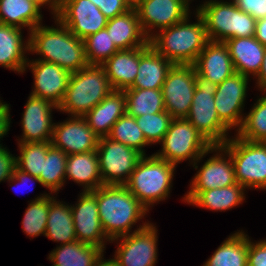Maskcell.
<instances>
[{
	"label": "cell",
	"mask_w": 266,
	"mask_h": 266,
	"mask_svg": "<svg viewBox=\"0 0 266 266\" xmlns=\"http://www.w3.org/2000/svg\"><path fill=\"white\" fill-rule=\"evenodd\" d=\"M196 23L189 16L173 26L161 29L150 39V45L173 64L193 65L210 41L203 18L196 12Z\"/></svg>",
	"instance_id": "obj_3"
},
{
	"label": "cell",
	"mask_w": 266,
	"mask_h": 266,
	"mask_svg": "<svg viewBox=\"0 0 266 266\" xmlns=\"http://www.w3.org/2000/svg\"><path fill=\"white\" fill-rule=\"evenodd\" d=\"M250 77L233 73L229 78L217 85L214 95L215 108L219 119L231 130L241 127L244 115V103ZM243 115V116H242Z\"/></svg>",
	"instance_id": "obj_15"
},
{
	"label": "cell",
	"mask_w": 266,
	"mask_h": 266,
	"mask_svg": "<svg viewBox=\"0 0 266 266\" xmlns=\"http://www.w3.org/2000/svg\"><path fill=\"white\" fill-rule=\"evenodd\" d=\"M203 18L210 41L225 42L231 38L255 35L256 19L232 1L209 0L196 9Z\"/></svg>",
	"instance_id": "obj_6"
},
{
	"label": "cell",
	"mask_w": 266,
	"mask_h": 266,
	"mask_svg": "<svg viewBox=\"0 0 266 266\" xmlns=\"http://www.w3.org/2000/svg\"><path fill=\"white\" fill-rule=\"evenodd\" d=\"M105 28L119 50L134 49L149 43L134 8L109 19Z\"/></svg>",
	"instance_id": "obj_26"
},
{
	"label": "cell",
	"mask_w": 266,
	"mask_h": 266,
	"mask_svg": "<svg viewBox=\"0 0 266 266\" xmlns=\"http://www.w3.org/2000/svg\"><path fill=\"white\" fill-rule=\"evenodd\" d=\"M195 93L186 119L212 145H223L230 129L219 119L214 95L217 84L199 75L195 70Z\"/></svg>",
	"instance_id": "obj_8"
},
{
	"label": "cell",
	"mask_w": 266,
	"mask_h": 266,
	"mask_svg": "<svg viewBox=\"0 0 266 266\" xmlns=\"http://www.w3.org/2000/svg\"><path fill=\"white\" fill-rule=\"evenodd\" d=\"M91 192L96 196L100 222L110 240L130 234L132 226L149 212L125 185H102Z\"/></svg>",
	"instance_id": "obj_2"
},
{
	"label": "cell",
	"mask_w": 266,
	"mask_h": 266,
	"mask_svg": "<svg viewBox=\"0 0 266 266\" xmlns=\"http://www.w3.org/2000/svg\"><path fill=\"white\" fill-rule=\"evenodd\" d=\"M98 140L84 117L71 116L62 123H54L50 142L53 147L71 155L96 150Z\"/></svg>",
	"instance_id": "obj_17"
},
{
	"label": "cell",
	"mask_w": 266,
	"mask_h": 266,
	"mask_svg": "<svg viewBox=\"0 0 266 266\" xmlns=\"http://www.w3.org/2000/svg\"><path fill=\"white\" fill-rule=\"evenodd\" d=\"M16 168V157L6 147L0 145V182L6 181L13 176Z\"/></svg>",
	"instance_id": "obj_45"
},
{
	"label": "cell",
	"mask_w": 266,
	"mask_h": 266,
	"mask_svg": "<svg viewBox=\"0 0 266 266\" xmlns=\"http://www.w3.org/2000/svg\"><path fill=\"white\" fill-rule=\"evenodd\" d=\"M28 180L29 182L32 180V181H36L41 184V181L38 179V177L32 176L31 174L21 171L18 168L14 169L13 176L8 181L12 184L13 182H16V184L18 183L19 185L20 184L23 185L26 183L28 184Z\"/></svg>",
	"instance_id": "obj_46"
},
{
	"label": "cell",
	"mask_w": 266,
	"mask_h": 266,
	"mask_svg": "<svg viewBox=\"0 0 266 266\" xmlns=\"http://www.w3.org/2000/svg\"><path fill=\"white\" fill-rule=\"evenodd\" d=\"M9 109L10 107L8 106L6 109L0 110V139L3 138V136L7 135V132L10 129L9 127L11 123V118Z\"/></svg>",
	"instance_id": "obj_47"
},
{
	"label": "cell",
	"mask_w": 266,
	"mask_h": 266,
	"mask_svg": "<svg viewBox=\"0 0 266 266\" xmlns=\"http://www.w3.org/2000/svg\"><path fill=\"white\" fill-rule=\"evenodd\" d=\"M126 96V113L133 117L165 111L161 89L128 88L123 90Z\"/></svg>",
	"instance_id": "obj_34"
},
{
	"label": "cell",
	"mask_w": 266,
	"mask_h": 266,
	"mask_svg": "<svg viewBox=\"0 0 266 266\" xmlns=\"http://www.w3.org/2000/svg\"><path fill=\"white\" fill-rule=\"evenodd\" d=\"M254 37L263 45L266 46V18L256 21Z\"/></svg>",
	"instance_id": "obj_48"
},
{
	"label": "cell",
	"mask_w": 266,
	"mask_h": 266,
	"mask_svg": "<svg viewBox=\"0 0 266 266\" xmlns=\"http://www.w3.org/2000/svg\"><path fill=\"white\" fill-rule=\"evenodd\" d=\"M189 5L185 0H136L133 8L142 30L150 39L155 28L161 30L173 26L189 16Z\"/></svg>",
	"instance_id": "obj_13"
},
{
	"label": "cell",
	"mask_w": 266,
	"mask_h": 266,
	"mask_svg": "<svg viewBox=\"0 0 266 266\" xmlns=\"http://www.w3.org/2000/svg\"><path fill=\"white\" fill-rule=\"evenodd\" d=\"M25 67H29L34 75V88L30 95L49 100L58 107L65 96L71 73L43 60H29Z\"/></svg>",
	"instance_id": "obj_18"
},
{
	"label": "cell",
	"mask_w": 266,
	"mask_h": 266,
	"mask_svg": "<svg viewBox=\"0 0 266 266\" xmlns=\"http://www.w3.org/2000/svg\"><path fill=\"white\" fill-rule=\"evenodd\" d=\"M40 10L29 0H0V23L31 31L42 24Z\"/></svg>",
	"instance_id": "obj_32"
},
{
	"label": "cell",
	"mask_w": 266,
	"mask_h": 266,
	"mask_svg": "<svg viewBox=\"0 0 266 266\" xmlns=\"http://www.w3.org/2000/svg\"><path fill=\"white\" fill-rule=\"evenodd\" d=\"M229 138L221 145L231 156L236 182L245 188L266 189V143Z\"/></svg>",
	"instance_id": "obj_9"
},
{
	"label": "cell",
	"mask_w": 266,
	"mask_h": 266,
	"mask_svg": "<svg viewBox=\"0 0 266 266\" xmlns=\"http://www.w3.org/2000/svg\"><path fill=\"white\" fill-rule=\"evenodd\" d=\"M256 81H257V87L258 88H266V46H265V51H264V59H263V63L261 66V69L258 73V75L256 76Z\"/></svg>",
	"instance_id": "obj_50"
},
{
	"label": "cell",
	"mask_w": 266,
	"mask_h": 266,
	"mask_svg": "<svg viewBox=\"0 0 266 266\" xmlns=\"http://www.w3.org/2000/svg\"><path fill=\"white\" fill-rule=\"evenodd\" d=\"M135 119L149 145L161 143L173 120L172 116L167 111L146 114L135 117Z\"/></svg>",
	"instance_id": "obj_41"
},
{
	"label": "cell",
	"mask_w": 266,
	"mask_h": 266,
	"mask_svg": "<svg viewBox=\"0 0 266 266\" xmlns=\"http://www.w3.org/2000/svg\"><path fill=\"white\" fill-rule=\"evenodd\" d=\"M161 144L162 150L154 153L157 157L175 165L189 159L195 169L202 158L213 152V146L186 118L171 121Z\"/></svg>",
	"instance_id": "obj_7"
},
{
	"label": "cell",
	"mask_w": 266,
	"mask_h": 266,
	"mask_svg": "<svg viewBox=\"0 0 266 266\" xmlns=\"http://www.w3.org/2000/svg\"><path fill=\"white\" fill-rule=\"evenodd\" d=\"M49 212V194H41L31 200L22 220L23 231L30 237L45 235Z\"/></svg>",
	"instance_id": "obj_39"
},
{
	"label": "cell",
	"mask_w": 266,
	"mask_h": 266,
	"mask_svg": "<svg viewBox=\"0 0 266 266\" xmlns=\"http://www.w3.org/2000/svg\"><path fill=\"white\" fill-rule=\"evenodd\" d=\"M260 91H264V93L266 92V88H259ZM264 96L260 97L259 99L266 105V93L263 94Z\"/></svg>",
	"instance_id": "obj_52"
},
{
	"label": "cell",
	"mask_w": 266,
	"mask_h": 266,
	"mask_svg": "<svg viewBox=\"0 0 266 266\" xmlns=\"http://www.w3.org/2000/svg\"><path fill=\"white\" fill-rule=\"evenodd\" d=\"M103 255L97 260L95 266H119V263L113 258L108 260H103Z\"/></svg>",
	"instance_id": "obj_51"
},
{
	"label": "cell",
	"mask_w": 266,
	"mask_h": 266,
	"mask_svg": "<svg viewBox=\"0 0 266 266\" xmlns=\"http://www.w3.org/2000/svg\"><path fill=\"white\" fill-rule=\"evenodd\" d=\"M67 154L52 145L47 149L46 158H43V171L38 179L41 185L48 188L51 193L59 191L64 186L66 175Z\"/></svg>",
	"instance_id": "obj_35"
},
{
	"label": "cell",
	"mask_w": 266,
	"mask_h": 266,
	"mask_svg": "<svg viewBox=\"0 0 266 266\" xmlns=\"http://www.w3.org/2000/svg\"><path fill=\"white\" fill-rule=\"evenodd\" d=\"M246 188L238 183L207 191H189L183 201L214 211H226L242 204Z\"/></svg>",
	"instance_id": "obj_27"
},
{
	"label": "cell",
	"mask_w": 266,
	"mask_h": 266,
	"mask_svg": "<svg viewBox=\"0 0 266 266\" xmlns=\"http://www.w3.org/2000/svg\"><path fill=\"white\" fill-rule=\"evenodd\" d=\"M194 65L174 64L162 85V95L167 111L173 119L186 118L195 93Z\"/></svg>",
	"instance_id": "obj_12"
},
{
	"label": "cell",
	"mask_w": 266,
	"mask_h": 266,
	"mask_svg": "<svg viewBox=\"0 0 266 266\" xmlns=\"http://www.w3.org/2000/svg\"><path fill=\"white\" fill-rule=\"evenodd\" d=\"M125 113L126 96L124 91L112 90L84 118L92 131L101 138L110 134L114 123Z\"/></svg>",
	"instance_id": "obj_23"
},
{
	"label": "cell",
	"mask_w": 266,
	"mask_h": 266,
	"mask_svg": "<svg viewBox=\"0 0 266 266\" xmlns=\"http://www.w3.org/2000/svg\"><path fill=\"white\" fill-rule=\"evenodd\" d=\"M247 266H266V239L254 243L248 237Z\"/></svg>",
	"instance_id": "obj_43"
},
{
	"label": "cell",
	"mask_w": 266,
	"mask_h": 266,
	"mask_svg": "<svg viewBox=\"0 0 266 266\" xmlns=\"http://www.w3.org/2000/svg\"><path fill=\"white\" fill-rule=\"evenodd\" d=\"M213 152L217 154L200 167L191 181L189 191H207L237 183L230 154L221 145L213 146Z\"/></svg>",
	"instance_id": "obj_20"
},
{
	"label": "cell",
	"mask_w": 266,
	"mask_h": 266,
	"mask_svg": "<svg viewBox=\"0 0 266 266\" xmlns=\"http://www.w3.org/2000/svg\"><path fill=\"white\" fill-rule=\"evenodd\" d=\"M8 106H9V104H7V103H5V102H2V101L0 100V110L6 109Z\"/></svg>",
	"instance_id": "obj_53"
},
{
	"label": "cell",
	"mask_w": 266,
	"mask_h": 266,
	"mask_svg": "<svg viewBox=\"0 0 266 266\" xmlns=\"http://www.w3.org/2000/svg\"><path fill=\"white\" fill-rule=\"evenodd\" d=\"M233 2L256 20L266 18V0H233Z\"/></svg>",
	"instance_id": "obj_44"
},
{
	"label": "cell",
	"mask_w": 266,
	"mask_h": 266,
	"mask_svg": "<svg viewBox=\"0 0 266 266\" xmlns=\"http://www.w3.org/2000/svg\"><path fill=\"white\" fill-rule=\"evenodd\" d=\"M55 18L83 40L105 28L108 21L90 0H59Z\"/></svg>",
	"instance_id": "obj_14"
},
{
	"label": "cell",
	"mask_w": 266,
	"mask_h": 266,
	"mask_svg": "<svg viewBox=\"0 0 266 266\" xmlns=\"http://www.w3.org/2000/svg\"><path fill=\"white\" fill-rule=\"evenodd\" d=\"M157 228L143 222L132 233L111 240L120 241L114 259L119 266H155L157 263Z\"/></svg>",
	"instance_id": "obj_11"
},
{
	"label": "cell",
	"mask_w": 266,
	"mask_h": 266,
	"mask_svg": "<svg viewBox=\"0 0 266 266\" xmlns=\"http://www.w3.org/2000/svg\"><path fill=\"white\" fill-rule=\"evenodd\" d=\"M83 41L89 65H102L119 50L113 43L106 28L86 37Z\"/></svg>",
	"instance_id": "obj_40"
},
{
	"label": "cell",
	"mask_w": 266,
	"mask_h": 266,
	"mask_svg": "<svg viewBox=\"0 0 266 266\" xmlns=\"http://www.w3.org/2000/svg\"><path fill=\"white\" fill-rule=\"evenodd\" d=\"M112 90L104 68L101 65H88L70 74L58 111L84 117Z\"/></svg>",
	"instance_id": "obj_4"
},
{
	"label": "cell",
	"mask_w": 266,
	"mask_h": 266,
	"mask_svg": "<svg viewBox=\"0 0 266 266\" xmlns=\"http://www.w3.org/2000/svg\"><path fill=\"white\" fill-rule=\"evenodd\" d=\"M113 141L125 144L146 155L144 147L149 145L138 127L135 117L125 113L112 126L110 134L107 136Z\"/></svg>",
	"instance_id": "obj_36"
},
{
	"label": "cell",
	"mask_w": 266,
	"mask_h": 266,
	"mask_svg": "<svg viewBox=\"0 0 266 266\" xmlns=\"http://www.w3.org/2000/svg\"><path fill=\"white\" fill-rule=\"evenodd\" d=\"M177 165L160 159L155 154L143 155L125 184L128 190L147 209L168 198Z\"/></svg>",
	"instance_id": "obj_5"
},
{
	"label": "cell",
	"mask_w": 266,
	"mask_h": 266,
	"mask_svg": "<svg viewBox=\"0 0 266 266\" xmlns=\"http://www.w3.org/2000/svg\"><path fill=\"white\" fill-rule=\"evenodd\" d=\"M139 59L140 47L122 49L101 65L113 90L123 91L133 85L138 74Z\"/></svg>",
	"instance_id": "obj_25"
},
{
	"label": "cell",
	"mask_w": 266,
	"mask_h": 266,
	"mask_svg": "<svg viewBox=\"0 0 266 266\" xmlns=\"http://www.w3.org/2000/svg\"><path fill=\"white\" fill-rule=\"evenodd\" d=\"M193 65L199 75L217 85L235 73L229 50L224 42L209 41Z\"/></svg>",
	"instance_id": "obj_21"
},
{
	"label": "cell",
	"mask_w": 266,
	"mask_h": 266,
	"mask_svg": "<svg viewBox=\"0 0 266 266\" xmlns=\"http://www.w3.org/2000/svg\"><path fill=\"white\" fill-rule=\"evenodd\" d=\"M174 64L160 55L150 42L140 47L138 74L130 88L161 89Z\"/></svg>",
	"instance_id": "obj_24"
},
{
	"label": "cell",
	"mask_w": 266,
	"mask_h": 266,
	"mask_svg": "<svg viewBox=\"0 0 266 266\" xmlns=\"http://www.w3.org/2000/svg\"><path fill=\"white\" fill-rule=\"evenodd\" d=\"M109 20L122 15L133 8L131 0H90Z\"/></svg>",
	"instance_id": "obj_42"
},
{
	"label": "cell",
	"mask_w": 266,
	"mask_h": 266,
	"mask_svg": "<svg viewBox=\"0 0 266 266\" xmlns=\"http://www.w3.org/2000/svg\"><path fill=\"white\" fill-rule=\"evenodd\" d=\"M248 235L238 231L222 242L203 266H247Z\"/></svg>",
	"instance_id": "obj_33"
},
{
	"label": "cell",
	"mask_w": 266,
	"mask_h": 266,
	"mask_svg": "<svg viewBox=\"0 0 266 266\" xmlns=\"http://www.w3.org/2000/svg\"><path fill=\"white\" fill-rule=\"evenodd\" d=\"M54 20L57 28L41 24L29 31V52L43 57L35 60L55 63L70 73L87 67L83 39L77 38L58 19Z\"/></svg>",
	"instance_id": "obj_1"
},
{
	"label": "cell",
	"mask_w": 266,
	"mask_h": 266,
	"mask_svg": "<svg viewBox=\"0 0 266 266\" xmlns=\"http://www.w3.org/2000/svg\"><path fill=\"white\" fill-rule=\"evenodd\" d=\"M104 250L78 240L57 246L48 259L53 266H95Z\"/></svg>",
	"instance_id": "obj_31"
},
{
	"label": "cell",
	"mask_w": 266,
	"mask_h": 266,
	"mask_svg": "<svg viewBox=\"0 0 266 266\" xmlns=\"http://www.w3.org/2000/svg\"><path fill=\"white\" fill-rule=\"evenodd\" d=\"M80 184L83 191H93L102 186L97 151L67 155L65 179Z\"/></svg>",
	"instance_id": "obj_29"
},
{
	"label": "cell",
	"mask_w": 266,
	"mask_h": 266,
	"mask_svg": "<svg viewBox=\"0 0 266 266\" xmlns=\"http://www.w3.org/2000/svg\"><path fill=\"white\" fill-rule=\"evenodd\" d=\"M224 43L229 50L235 72L256 77L263 63L265 46L254 36L231 38Z\"/></svg>",
	"instance_id": "obj_22"
},
{
	"label": "cell",
	"mask_w": 266,
	"mask_h": 266,
	"mask_svg": "<svg viewBox=\"0 0 266 266\" xmlns=\"http://www.w3.org/2000/svg\"><path fill=\"white\" fill-rule=\"evenodd\" d=\"M21 28L0 23V65L4 68L24 73L29 60V40L24 43Z\"/></svg>",
	"instance_id": "obj_28"
},
{
	"label": "cell",
	"mask_w": 266,
	"mask_h": 266,
	"mask_svg": "<svg viewBox=\"0 0 266 266\" xmlns=\"http://www.w3.org/2000/svg\"><path fill=\"white\" fill-rule=\"evenodd\" d=\"M96 151L102 185H125L143 156L136 149L108 137L99 138Z\"/></svg>",
	"instance_id": "obj_10"
},
{
	"label": "cell",
	"mask_w": 266,
	"mask_h": 266,
	"mask_svg": "<svg viewBox=\"0 0 266 266\" xmlns=\"http://www.w3.org/2000/svg\"><path fill=\"white\" fill-rule=\"evenodd\" d=\"M18 145L20 156L16 157V168L39 177L43 171V158H46L51 142H18Z\"/></svg>",
	"instance_id": "obj_37"
},
{
	"label": "cell",
	"mask_w": 266,
	"mask_h": 266,
	"mask_svg": "<svg viewBox=\"0 0 266 266\" xmlns=\"http://www.w3.org/2000/svg\"><path fill=\"white\" fill-rule=\"evenodd\" d=\"M236 131L246 141L266 143V105L259 98Z\"/></svg>",
	"instance_id": "obj_38"
},
{
	"label": "cell",
	"mask_w": 266,
	"mask_h": 266,
	"mask_svg": "<svg viewBox=\"0 0 266 266\" xmlns=\"http://www.w3.org/2000/svg\"><path fill=\"white\" fill-rule=\"evenodd\" d=\"M36 4L40 9L41 7L47 5L52 10V14H54L53 18L56 17L59 7V0H29Z\"/></svg>",
	"instance_id": "obj_49"
},
{
	"label": "cell",
	"mask_w": 266,
	"mask_h": 266,
	"mask_svg": "<svg viewBox=\"0 0 266 266\" xmlns=\"http://www.w3.org/2000/svg\"><path fill=\"white\" fill-rule=\"evenodd\" d=\"M58 107L49 100L30 95L21 120L22 138L18 142L51 141L54 123H52V110Z\"/></svg>",
	"instance_id": "obj_19"
},
{
	"label": "cell",
	"mask_w": 266,
	"mask_h": 266,
	"mask_svg": "<svg viewBox=\"0 0 266 266\" xmlns=\"http://www.w3.org/2000/svg\"><path fill=\"white\" fill-rule=\"evenodd\" d=\"M70 206L77 240L105 250V241L111 240L102 228L96 196L91 191H83L75 206Z\"/></svg>",
	"instance_id": "obj_16"
},
{
	"label": "cell",
	"mask_w": 266,
	"mask_h": 266,
	"mask_svg": "<svg viewBox=\"0 0 266 266\" xmlns=\"http://www.w3.org/2000/svg\"><path fill=\"white\" fill-rule=\"evenodd\" d=\"M45 237L60 245L77 240L71 206L49 195V212L46 223Z\"/></svg>",
	"instance_id": "obj_30"
}]
</instances>
